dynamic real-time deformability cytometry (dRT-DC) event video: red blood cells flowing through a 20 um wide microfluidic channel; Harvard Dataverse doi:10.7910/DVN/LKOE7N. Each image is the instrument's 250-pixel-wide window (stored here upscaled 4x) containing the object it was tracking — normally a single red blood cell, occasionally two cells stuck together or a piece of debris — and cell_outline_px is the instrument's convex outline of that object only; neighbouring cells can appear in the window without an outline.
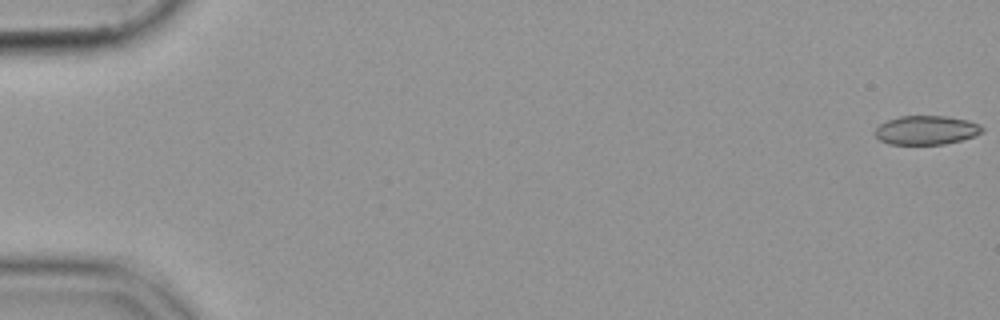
{"species": "common noctule bat (a hibernating species)", "species_latin": "Nyctalus noctula", "temperature_condition": "cold", "stored_images_in_passage": 43, "camera_frame_rate_fps": 3000, "um_per_image_px": 0.085, "animal": {"sex": "female", "body_mass_g": 19.9}, "frame": {"image": 1, "passage_image": 1, "time_ms": 0.0, "image_size_px": [1000, 320], "cell_outline_px": [[984, 128], [980, 132], [972, 136], [960, 140], [944, 144], [888, 144], [880, 140], [872, 132], [880, 124], [888, 120], [900, 116], [944, 116], [968, 120], [980, 124]], "centroid_in_image_um": [78.69, 11.06], "position_along_channel_um": 6.3, "area_um2": 17.98}}
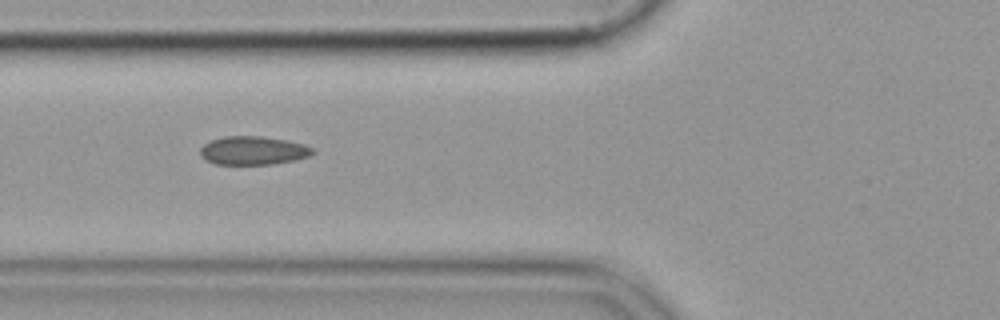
{"frame": {"image": 2, "passage_image": 22, "time_ms": 7.0, "image_size_px": [1000, 320], "cell_outline_px": [[316, 152], [308, 156], [296, 160], [272, 164], [216, 164], [200, 156], [200, 148], [204, 144], [212, 140], [224, 136], [260, 136], [284, 140], [304, 144], [312, 148]], "centroid_in_image_um": [21.52, 12.8], "position_along_channel_um": 104.3, "area_um2": 18.55}}
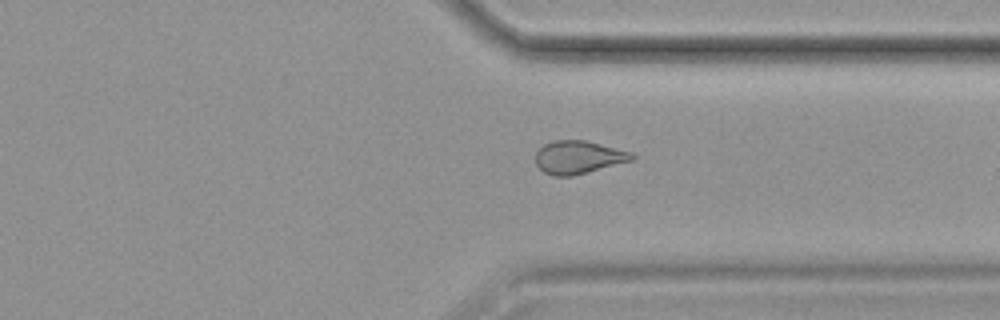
{"frame": {"image": 3, "passage_image": 43, "time_ms": 14.0, "image_size_px": [1000, 320], "cell_outline_px": [[636, 156], [632, 160], [572, 176], [552, 176], [544, 172], [536, 164], [536, 152], [544, 144], [552, 140], [584, 140], [632, 152]], "centroid_in_image_um": [49.14, 13.36], "position_along_channel_um": 362.3, "area_um2": 18.38}}